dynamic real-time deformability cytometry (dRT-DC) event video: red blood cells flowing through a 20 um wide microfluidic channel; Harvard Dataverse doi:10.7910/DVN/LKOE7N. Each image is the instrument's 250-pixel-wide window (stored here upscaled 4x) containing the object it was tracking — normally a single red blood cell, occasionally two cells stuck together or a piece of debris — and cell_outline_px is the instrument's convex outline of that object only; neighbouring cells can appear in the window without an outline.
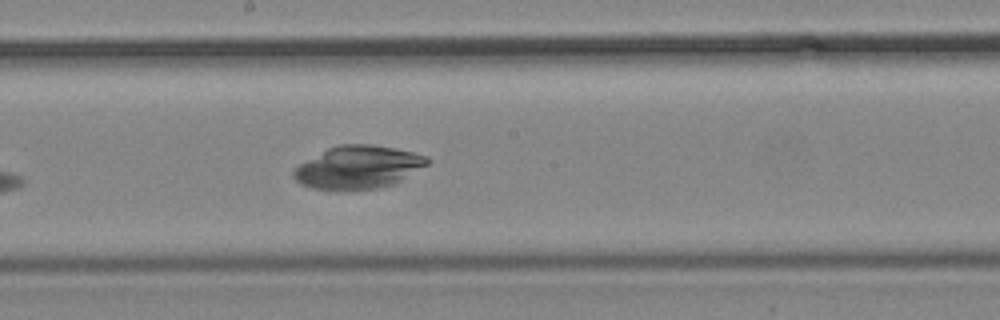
{"species": "common noctule bat (a hibernating species)", "species_latin": "Nyctalus noctula", "temperature_condition": "cold", "stored_images_in_passage": 13, "camera_frame_rate_fps": 3000, "um_per_image_px": 0.085, "animal": {"sex": "male", "body_mass_g": 19.2, "forearm_length_mm": 51.8}, "frame": {"image": 1, "passage_image": 13, "time_ms": 15.333, "image_size_px": [1000, 320], "cell_outline_px": [[432, 160], [428, 164], [400, 180], [392, 184], [376, 188], [340, 192], [312, 188], [300, 184], [292, 176], [292, 172], [300, 164], [328, 148], [340, 144], [372, 144], [396, 148], [428, 156]], "centroid_in_image_um": [30.43, 14.23], "position_along_channel_um": 217.8, "area_um2": 33.64}}